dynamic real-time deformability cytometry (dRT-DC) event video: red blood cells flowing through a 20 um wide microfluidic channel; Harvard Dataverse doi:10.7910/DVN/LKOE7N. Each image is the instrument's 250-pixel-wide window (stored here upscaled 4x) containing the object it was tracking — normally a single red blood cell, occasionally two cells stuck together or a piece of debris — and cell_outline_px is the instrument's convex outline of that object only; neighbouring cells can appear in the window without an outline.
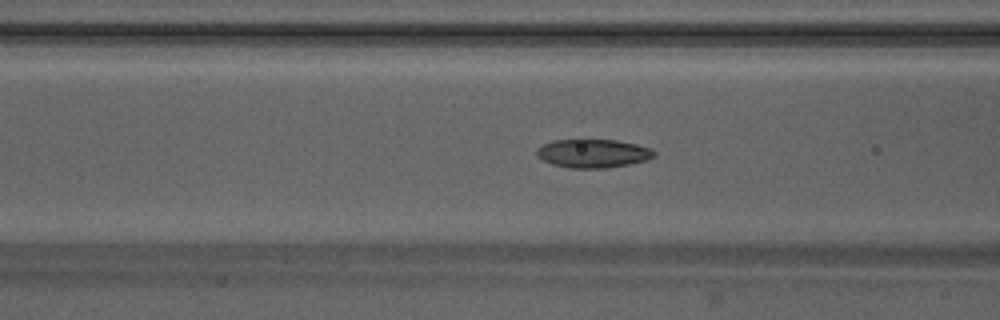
{"species": "Egyptian fruit bat (a non-hibernating species)", "species_latin": "Rousettus aegyptiacus", "temperature_condition": "warm", "stored_images_in_passage": 49, "camera_frame_rate_fps": 3000, "um_per_image_px": 0.085, "animal": {"sex": "male"}, "frame": {"image": 1, "passage_image": 20, "time_ms": 6.333, "image_size_px": [1000, 320], "cell_outline_px": [[656, 156], [648, 160], [608, 168], [568, 168], [552, 164], [536, 156], [536, 148], [552, 140], [616, 140], [636, 144], [652, 148], [656, 152]], "centroid_in_image_um": [50.43, 13.04], "position_along_channel_um": 116.2, "area_um2": 19.65}}
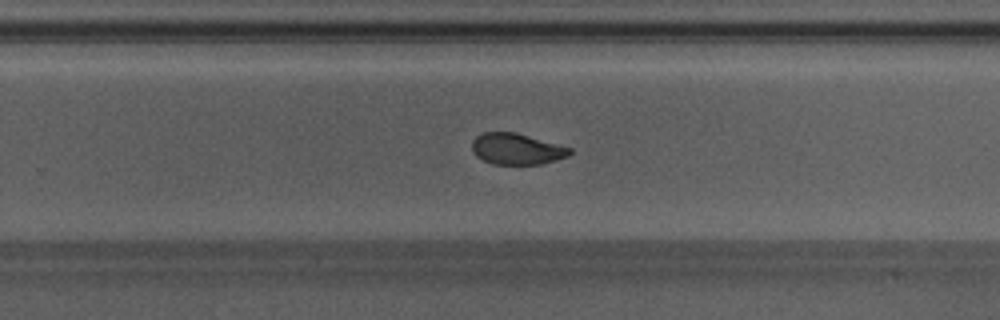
{"frame": {"image": 2, "passage_image": 32, "time_ms": 10.333, "image_size_px": [1000, 320], "cell_outline_px": [[572, 152], [568, 156], [540, 164], [492, 164], [476, 156], [472, 152], [472, 140], [476, 136], [484, 132], [516, 132], [572, 148]], "centroid_in_image_um": [43.9, 12.65], "position_along_channel_um": 285.9, "area_um2": 17.74}}
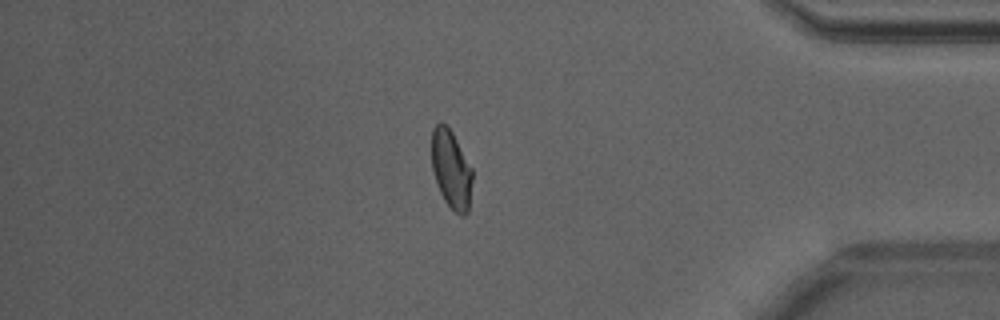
{"frame": {"image": 3, "passage_image": 42, "time_ms": 13.667, "image_size_px": [1000, 320], "cell_outline_px": [[472, 180], [468, 212], [464, 216], [460, 216], [444, 200], [440, 192], [432, 168], [432, 128], [440, 120], [452, 132], [472, 168]], "centroid_in_image_um": [38.35, 14.39], "position_along_channel_um": 396.8, "area_um2": 18.44}, "authors_computed_cell_mechanics": {"area_um2": 19.1318, "velocity_mm_per_s": 4.2464, "shape_relaxation_time_tau1_ms": 3.5823, "shape_relaxation_time_tau2_ms": 1.8689, "deformation_change_tau1": 0.1207, "deformation_change_tau2": 0.0586}}